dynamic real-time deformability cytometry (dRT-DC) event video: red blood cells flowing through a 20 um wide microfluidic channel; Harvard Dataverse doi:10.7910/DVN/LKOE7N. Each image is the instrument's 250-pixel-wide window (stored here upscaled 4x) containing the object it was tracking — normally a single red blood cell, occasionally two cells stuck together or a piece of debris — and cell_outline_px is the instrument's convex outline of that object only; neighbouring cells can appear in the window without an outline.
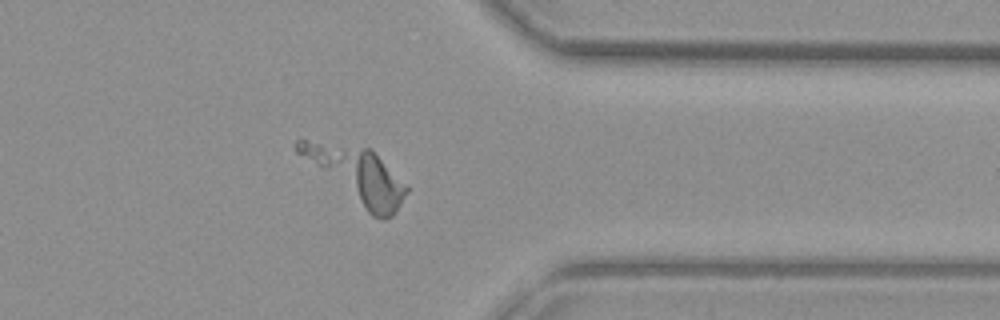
{"species": "common noctule bat (a hibernating species)", "species_latin": "Nyctalus noctula", "temperature_condition": "warm", "stored_images_in_passage": 42, "segment_of_instrument_passage": [2, 2], "camera_frame_rate_fps": 3000, "um_per_image_px": 0.085, "animal": {"sex": "female", "body_mass_g": 29.2, "forearm_length_mm": 56.3}, "frame": {"image": 1, "passage_image": 31, "time_ms": 10.0, "image_size_px": [1000, 320], "cell_outline_px": [[408, 192], [392, 216], [384, 220], [372, 216], [296, 152], [296, 140], [304, 140], [372, 148], [408, 188]], "centroid_in_image_um": [30.36, 14.89], "position_along_channel_um": 381.0, "area_um2": 33.58}}